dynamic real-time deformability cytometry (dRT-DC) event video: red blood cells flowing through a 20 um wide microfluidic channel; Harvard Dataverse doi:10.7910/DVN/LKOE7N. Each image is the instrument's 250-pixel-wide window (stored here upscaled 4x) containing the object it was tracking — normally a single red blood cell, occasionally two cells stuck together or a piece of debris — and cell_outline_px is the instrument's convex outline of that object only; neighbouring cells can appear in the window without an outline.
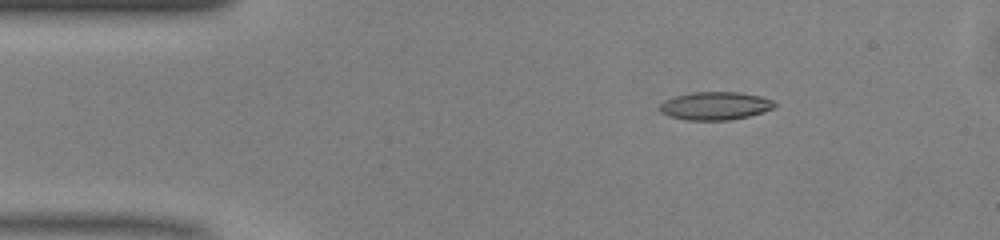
{"species": "common noctule bat (a hibernating species)", "species_latin": "Nyctalus noctula", "temperature_condition": "warm", "stored_images_in_passage": 48, "camera_frame_rate_fps": 3000, "um_per_image_px": 0.085, "animal": {"sex": "male", "body_mass_g": 13.0, "forearm_length_mm": 53.1}, "frame": {"image": 1, "passage_image": 6, "time_ms": 1.667, "image_size_px": [1000, 240], "cell_outline_px": [[776, 104], [772, 108], [764, 112], [732, 120], [684, 120], [668, 116], [660, 112], [660, 104], [664, 100], [676, 96], [692, 92], [740, 92], [760, 96], [772, 100]], "centroid_in_image_um": [60.77, 9.0], "position_along_channel_um": 24.2, "area_um2": 18.84}}
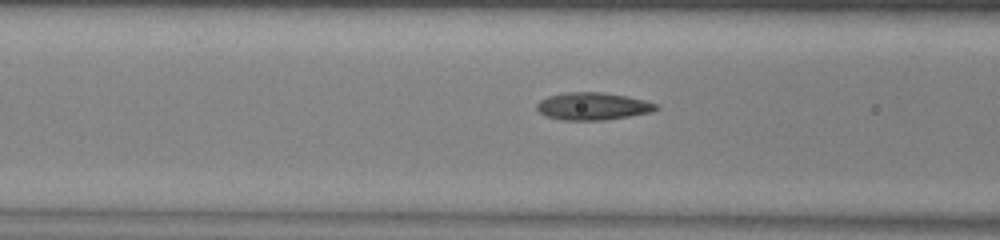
{"frame": {"image": 2, "passage_image": 17, "time_ms": 5.333, "image_size_px": [1000, 240], "cell_outline_px": [[660, 108], [652, 112], [604, 120], [564, 120], [544, 116], [536, 108], [536, 104], [540, 100], [548, 96], [568, 92], [604, 92], [644, 100], [660, 104]], "centroid_in_image_um": [50.4, 9.03], "position_along_channel_um": 116.2, "area_um2": 19.13}}
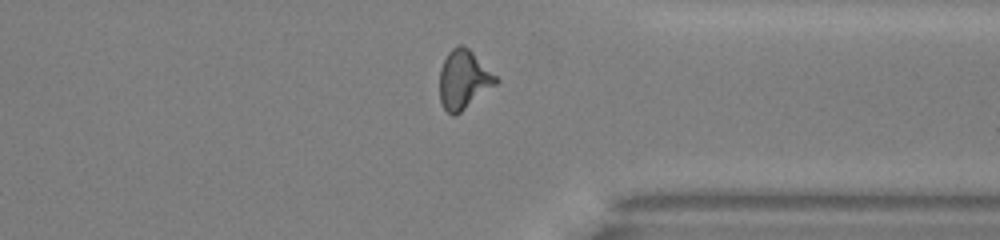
{"frame": {"image": 3, "passage_image": 36, "time_ms": 11.667, "image_size_px": [1000, 240], "cell_outline_px": [[500, 80], [496, 84], [456, 116], [452, 116], [440, 104], [440, 68], [448, 52], [452, 48], [460, 44], [464, 44]], "centroid_in_image_um": [39.39, 6.78], "position_along_channel_um": 372.0, "area_um2": 19.19}, "authors_computed_cell_mechanics": {"area_um2": 18.5538, "velocity_mm_per_s": 4.1383, "shape_relaxation_time_tau1_ms": 6.9548, "shape_relaxation_time_tau2_ms": 1.6281, "deformation_change_tau1": 0.2175, "deformation_change_tau2": 0.0959}}